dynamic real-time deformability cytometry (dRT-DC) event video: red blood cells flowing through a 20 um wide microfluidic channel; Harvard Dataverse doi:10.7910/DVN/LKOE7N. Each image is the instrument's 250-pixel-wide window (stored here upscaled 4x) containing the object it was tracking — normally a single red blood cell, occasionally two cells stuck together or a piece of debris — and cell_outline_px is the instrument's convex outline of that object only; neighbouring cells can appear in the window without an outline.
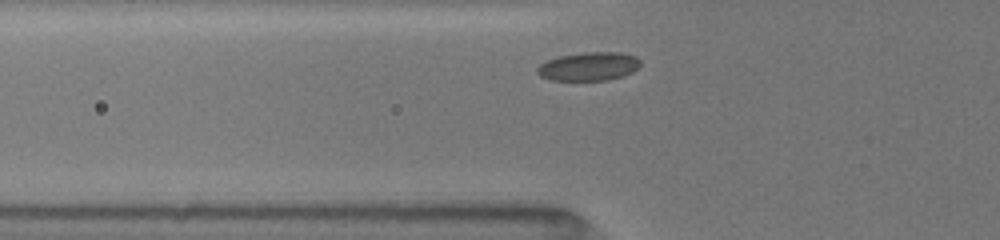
{"species": "common noctule bat (a hibernating species)", "species_latin": "Nyctalus noctula", "temperature_condition": "room temperature", "stored_images_in_passage": 21, "camera_frame_rate_fps": 3000, "um_per_image_px": 0.085, "animal": {"sex": "female", "body_mass_g": 19.5, "forearm_length_mm": 54.1}, "frame": {"image": 1, "passage_image": 8, "time_ms": 1.333, "image_size_px": [1000, 240], "cell_outline_px": [[640, 68], [624, 76], [608, 80], [552, 80], [540, 76], [536, 72], [536, 68], [540, 64], [548, 60], [560, 56], [584, 52], [620, 52], [636, 56], [640, 60]], "centroid_in_image_um": [50.08, 5.64], "position_along_channel_um": 75.7, "area_um2": 17.28}}
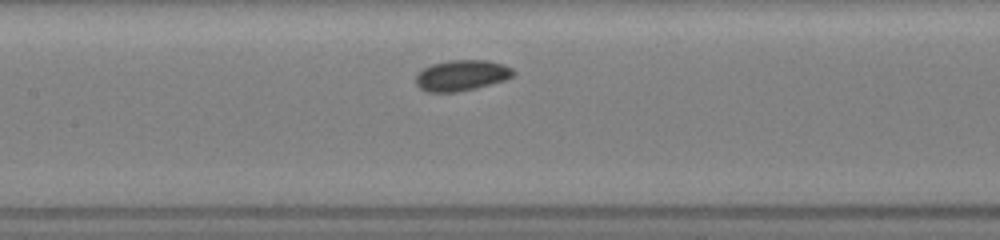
{"frame": {"image": 2, "passage_image": 13, "time_ms": 3.667, "image_size_px": [1000, 240], "cell_outline_px": [[516, 72], [512, 76], [504, 80], [476, 88], [456, 92], [428, 92], [420, 88], [416, 84], [416, 72], [432, 64], [448, 60], [488, 60], [504, 64], [512, 68]], "centroid_in_image_um": [39.23, 6.4], "position_along_channel_um": 168.2, "area_um2": 17.57}}
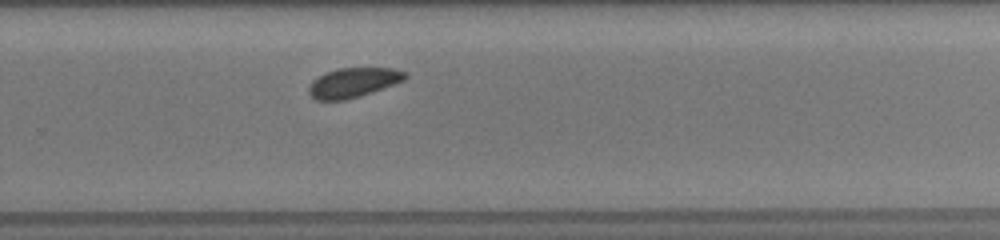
{"frame": {"image": 3, "passage_image": 21, "time_ms": 7.0, "image_size_px": [1000, 240], "cell_outline_px": [[408, 76], [404, 80], [372, 92], [360, 96], [344, 100], [316, 100], [308, 92], [308, 88], [312, 80], [336, 68], [396, 68], [408, 72]], "centroid_in_image_um": [30.05, 7.01], "position_along_channel_um": 299.7, "area_um2": 16.59}}